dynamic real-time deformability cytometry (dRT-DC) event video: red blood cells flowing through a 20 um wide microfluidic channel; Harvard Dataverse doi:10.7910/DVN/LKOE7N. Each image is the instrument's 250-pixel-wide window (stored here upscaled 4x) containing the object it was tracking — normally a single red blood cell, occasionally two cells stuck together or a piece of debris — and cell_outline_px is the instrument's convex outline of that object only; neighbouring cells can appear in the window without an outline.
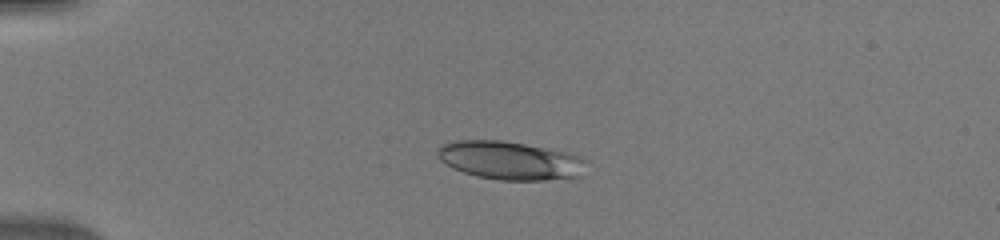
{"species": "human", "species_latin": "Homo sapiens", "temperature_condition": "warm", "stored_images_in_passage": 49, "camera_frame_rate_fps": 3000, "um_per_image_px": 0.085, "donor": {"sex": "male"}, "frame": {"image": 1, "passage_image": 12, "time_ms": 3.667, "image_size_px": [1000, 240], "cell_outline_px": [[588, 160], [580, 176], [544, 180], [500, 180], [476, 176], [452, 168], [444, 164], [436, 156], [436, 148], [440, 144], [452, 140], [500, 140], [524, 144], [568, 152], [580, 156]], "centroid_in_image_um": [43.3, 13.63], "position_along_channel_um": 41.7, "area_um2": 33.52}}
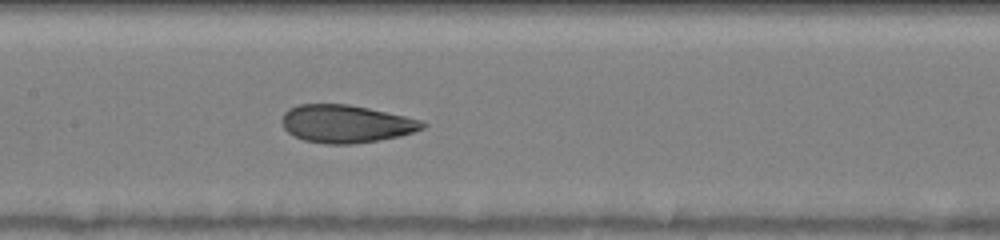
{"frame": {"image": 2, "passage_image": 25, "time_ms": 8.0, "image_size_px": [1000, 240], "cell_outline_px": [[428, 124], [424, 128], [400, 136], [380, 140], [352, 144], [328, 144], [304, 140], [292, 136], [284, 128], [280, 120], [284, 112], [288, 108], [296, 104], [348, 104], [368, 108], [424, 120]], "centroid_in_image_um": [29.39, 10.52], "position_along_channel_um": 178.0, "area_um2": 31.27}}
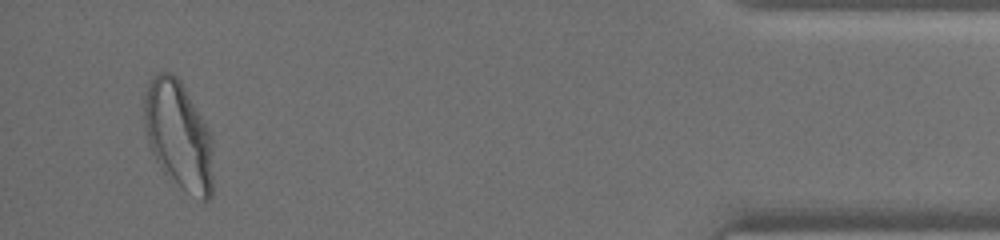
{"frame": {"image": 3, "passage_image": 47, "time_ms": 15.333, "image_size_px": [1000, 240], "cell_outline_px": [[212, 196], [204, 204], [168, 180], [160, 168], [152, 152], [148, 140], [144, 124], [144, 96], [148, 84], [152, 76], [156, 72], [168, 72], [176, 76], [180, 80], [208, 128], [212, 136]], "centroid_in_image_um": [15.18, 11.56], "position_along_channel_um": 420.0, "area_um2": 44.16}}